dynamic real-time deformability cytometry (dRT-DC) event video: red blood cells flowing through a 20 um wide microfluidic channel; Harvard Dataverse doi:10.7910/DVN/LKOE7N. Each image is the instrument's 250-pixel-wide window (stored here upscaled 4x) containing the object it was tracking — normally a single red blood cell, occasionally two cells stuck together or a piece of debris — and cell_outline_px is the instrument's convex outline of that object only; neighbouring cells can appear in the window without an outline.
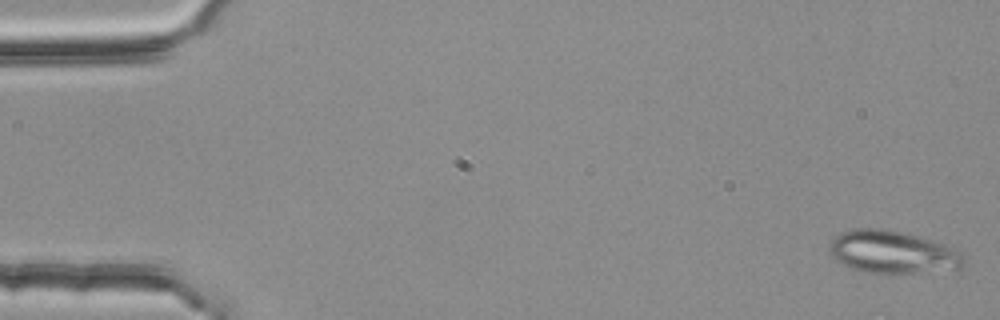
{"species": "common noctule bat (a hibernating species)", "species_latin": "Nyctalus noctula", "temperature_condition": "room temperature", "stored_images_in_passage": 3, "camera_frame_rate_fps": 3000, "um_per_image_px": 0.085, "animal": {"sex": "female", "body_mass_g": 25.1}, "frame": {"image": 1, "passage_image": 1, "time_ms": 0.0, "image_size_px": [1000, 320], "cell_outline_px": [[968, 264], [960, 268], [892, 276], [888, 276], [868, 272], [852, 268], [840, 264], [832, 256], [828, 248], [828, 244], [840, 232], [852, 228], [884, 228], [916, 236], [944, 244], [956, 248], [964, 256]], "centroid_in_image_um": [75.87, 21.46], "position_along_channel_um": 9.1, "area_um2": 34.28}}